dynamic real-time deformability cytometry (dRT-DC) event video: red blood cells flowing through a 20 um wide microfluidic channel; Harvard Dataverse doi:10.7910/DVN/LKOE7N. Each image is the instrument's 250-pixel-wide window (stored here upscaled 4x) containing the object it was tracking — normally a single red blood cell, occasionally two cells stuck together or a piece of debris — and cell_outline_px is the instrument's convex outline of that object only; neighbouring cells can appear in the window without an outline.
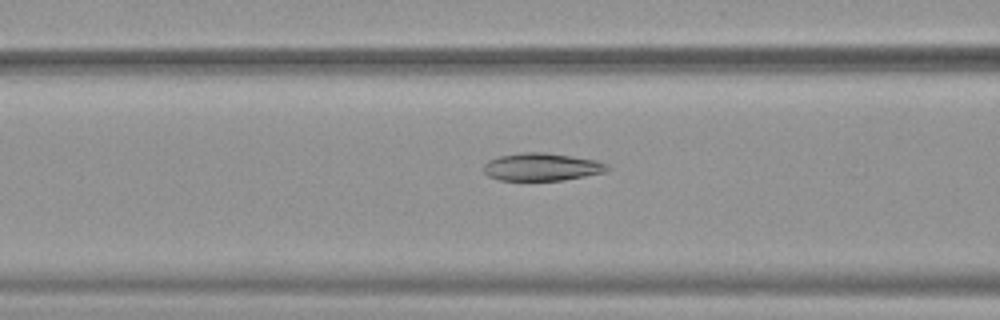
{"species": "common noctule bat (a hibernating species)", "species_latin": "Nyctalus noctula", "temperature_condition": "warm", "stored_images_in_passage": 25, "camera_frame_rate_fps": 3000, "um_per_image_px": 0.085, "animal": {"sex": "female", "body_mass_g": 19.9}, "frame": {"image": 1, "passage_image": 21, "time_ms": 6.667, "image_size_px": [1000, 320], "cell_outline_px": [[612, 168], [604, 172], [564, 180], [500, 180], [488, 176], [484, 172], [484, 164], [488, 160], [500, 156], [520, 152], [544, 152], [572, 156], [596, 160], [608, 164]], "centroid_in_image_um": [46.06, 14.18], "position_along_channel_um": 120.5, "area_um2": 20.0}}
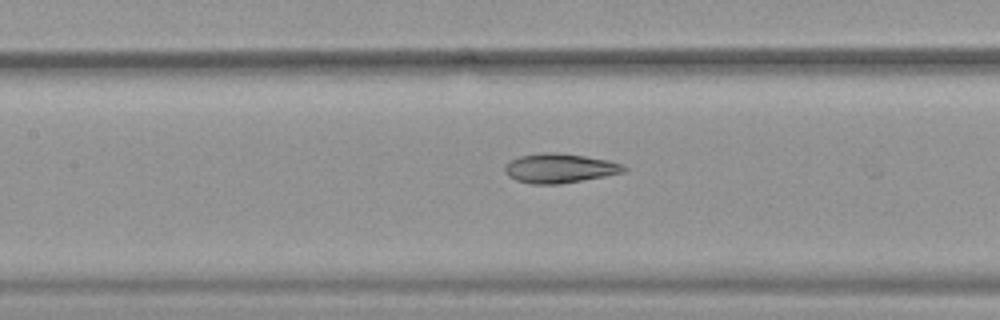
{"frame": {"image": 2, "passage_image": 24, "time_ms": 7.667, "image_size_px": [1000, 320], "cell_outline_px": [[628, 168], [624, 172], [604, 176], [560, 184], [532, 184], [516, 180], [508, 176], [504, 172], [504, 164], [520, 156], [540, 152], [556, 152], [584, 156], [608, 160], [624, 164]], "centroid_in_image_um": [47.55, 14.29], "position_along_channel_um": 159.8, "area_um2": 20.46}}